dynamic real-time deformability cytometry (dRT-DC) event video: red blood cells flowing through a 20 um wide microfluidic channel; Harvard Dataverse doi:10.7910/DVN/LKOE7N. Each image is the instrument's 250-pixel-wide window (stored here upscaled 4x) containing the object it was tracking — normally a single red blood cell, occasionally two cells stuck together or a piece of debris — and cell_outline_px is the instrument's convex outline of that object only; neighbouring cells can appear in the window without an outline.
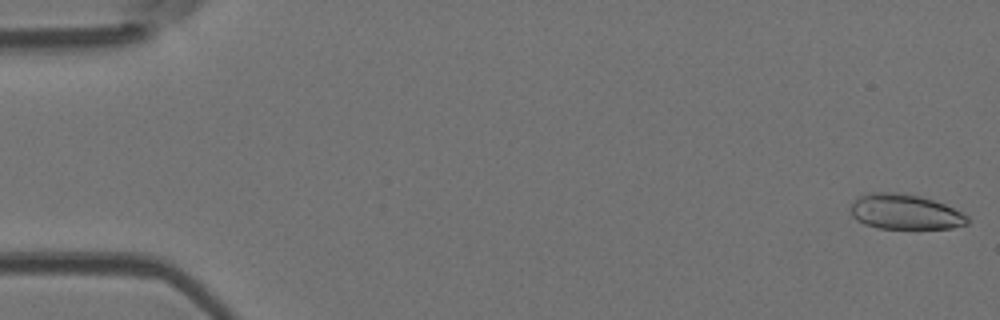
{"species": "Egyptian fruit bat (a non-hibernating species)", "species_latin": "Rousettus aegyptiacus", "temperature_condition": "room temperature", "stored_images_in_passage": 8, "camera_frame_rate_fps": 3000, "um_per_image_px": 0.085, "animal": {"sex": "female"}, "frame": {"image": 1, "passage_image": 1, "time_ms": 0.0, "image_size_px": [1000, 320], "cell_outline_px": [[968, 224], [952, 228], [880, 228], [864, 224], [856, 220], [852, 216], [848, 208], [852, 200], [868, 192], [896, 192], [920, 196], [944, 204], [968, 216]], "centroid_in_image_um": [76.85, 18.0], "position_along_channel_um": 8.1, "area_um2": 23.99}}